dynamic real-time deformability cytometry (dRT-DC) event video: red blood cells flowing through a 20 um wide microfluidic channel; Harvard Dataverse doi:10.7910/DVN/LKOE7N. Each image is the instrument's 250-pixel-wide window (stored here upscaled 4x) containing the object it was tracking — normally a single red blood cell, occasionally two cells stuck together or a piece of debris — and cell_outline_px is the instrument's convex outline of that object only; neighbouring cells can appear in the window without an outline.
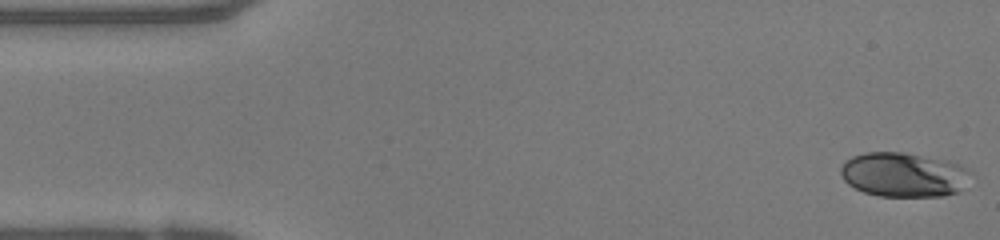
{"species": "human", "species_latin": "Homo sapiens", "temperature_condition": "warm", "stored_images_in_passage": 44, "segment_of_instrument_passage": [1, 2], "camera_frame_rate_fps": 3000, "um_per_image_px": 0.085, "donor": {"sex": "female"}, "frame": {"image": 1, "passage_image": 1, "time_ms": 0.0, "image_size_px": [1000, 240], "cell_outline_px": [[968, 172], [960, 192], [944, 196], [880, 196], [864, 192], [848, 184], [844, 180], [840, 172], [840, 168], [844, 160], [852, 156], [864, 152], [900, 152], [948, 160], [964, 168]], "centroid_in_image_um": [76.73, 14.84], "position_along_channel_um": 8.3, "area_um2": 33.35}}
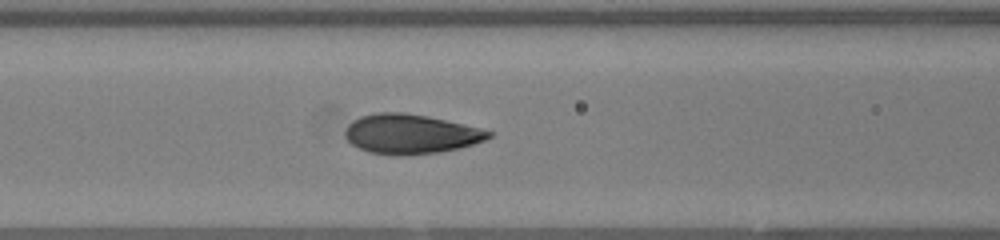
{"frame": {"image": 2, "passage_image": 19, "time_ms": 6.0, "image_size_px": [1000, 240], "cell_outline_px": [[492, 136], [484, 140], [460, 148], [440, 152], [396, 156], [368, 152], [352, 144], [344, 136], [344, 132], [348, 124], [352, 120], [360, 116], [376, 112], [404, 112], [428, 116], [480, 128], [492, 132]], "centroid_in_image_um": [34.86, 11.39], "position_along_channel_um": 131.7, "area_um2": 33.18}}
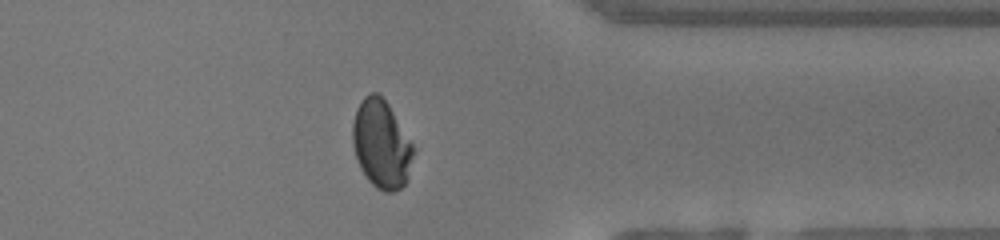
{"frame": {"image": 3, "passage_image": 38, "time_ms": 12.333, "image_size_px": [1000, 240], "cell_outline_px": [[416, 152], [408, 180], [400, 188], [392, 192], [384, 192], [376, 188], [368, 180], [360, 168], [352, 144], [352, 124], [356, 108], [364, 96], [372, 92], [376, 92], [388, 104], [416, 148]], "centroid_in_image_um": [32.44, 12.28], "position_along_channel_um": 379.0, "area_um2": 31.67}}